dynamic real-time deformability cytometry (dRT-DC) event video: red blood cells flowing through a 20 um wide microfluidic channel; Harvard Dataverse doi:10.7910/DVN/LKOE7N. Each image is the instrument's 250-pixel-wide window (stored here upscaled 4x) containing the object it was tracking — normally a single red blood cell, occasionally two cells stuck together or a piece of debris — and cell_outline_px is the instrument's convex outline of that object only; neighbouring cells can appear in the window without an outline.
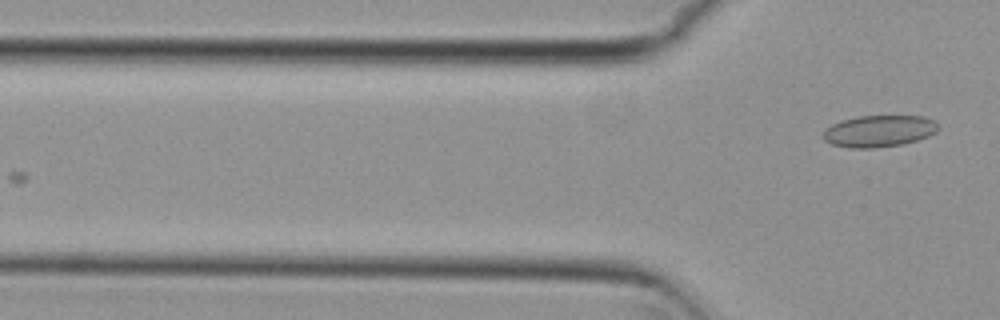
{"species": "common noctule bat (a hibernating species)", "species_latin": "Nyctalus noctula", "temperature_condition": "cold", "stored_images_in_passage": 5, "camera_frame_rate_fps": 3000, "um_per_image_px": 0.085, "animal": {"sex": "female", "body_mass_g": 29.2, "forearm_length_mm": 56.3}, "frame": {"image": 1, "passage_image": 5, "time_ms": 1.333, "image_size_px": [1000, 320], "cell_outline_px": [[940, 128], [936, 132], [928, 136], [904, 144], [872, 148], [852, 148], [832, 144], [824, 140], [820, 136], [832, 124], [840, 120], [856, 116], [924, 116], [932, 120]], "centroid_in_image_um": [74.69, 11.14], "position_along_channel_um": 51.1, "area_um2": 21.27}}